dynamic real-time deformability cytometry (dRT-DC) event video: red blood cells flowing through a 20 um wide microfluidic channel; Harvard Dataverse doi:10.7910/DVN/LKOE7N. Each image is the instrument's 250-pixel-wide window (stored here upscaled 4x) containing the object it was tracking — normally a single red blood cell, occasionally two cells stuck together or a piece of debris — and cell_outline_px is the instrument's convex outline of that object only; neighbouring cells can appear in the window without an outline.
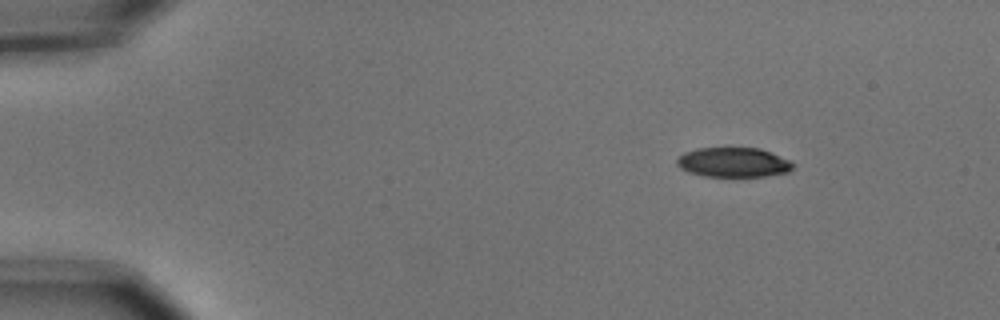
{"species": "common noctule bat (a hibernating species)", "species_latin": "Nyctalus noctula", "temperature_condition": "cold", "stored_images_in_passage": 5, "camera_frame_rate_fps": 3000, "um_per_image_px": 0.085, "animal": {"sex": "male", "body_mass_g": 15.6}, "frame": {"image": 1, "passage_image": 1, "time_ms": 0.0, "image_size_px": [1000, 320], "cell_outline_px": [[796, 164], [788, 172], [764, 176], [704, 176], [688, 172], [680, 168], [676, 164], [676, 160], [684, 152], [696, 148], [760, 148], [772, 152]], "centroid_in_image_um": [62.33, 13.79], "position_along_channel_um": 22.7, "area_um2": 20.06}}
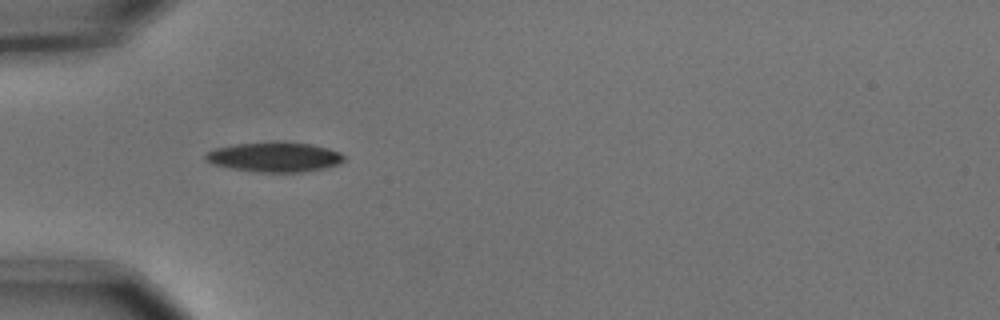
{"frame": {"image": 2, "passage_image": 4, "time_ms": 1.0, "image_size_px": [1000, 320], "cell_outline_px": [[344, 160], [340, 164], [324, 168], [304, 172], [260, 172], [232, 168], [212, 164], [204, 160], [204, 156], [208, 152], [216, 148], [236, 144], [272, 140], [276, 140], [312, 144], [328, 148], [340, 152], [344, 156]], "centroid_in_image_um": [23.35, 13.32], "position_along_channel_um": 61.6, "area_um2": 24.39}}
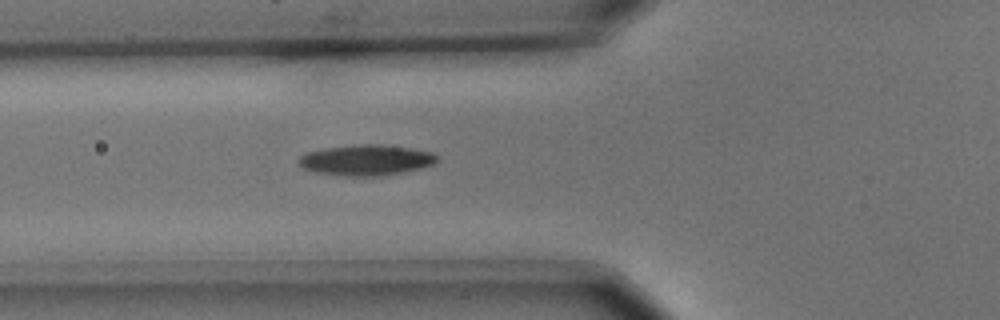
{"frame": {"image": 3, "passage_image": 5, "time_ms": 1.333, "image_size_px": [1000, 320], "cell_outline_px": [[436, 160], [432, 164], [420, 168], [380, 176], [348, 176], [316, 172], [304, 168], [300, 164], [300, 156], [308, 152], [324, 148], [352, 144], [380, 144], [412, 148], [432, 152], [436, 156]], "centroid_in_image_um": [31.11, 13.59], "position_along_channel_um": 94.7, "area_um2": 24.45}}